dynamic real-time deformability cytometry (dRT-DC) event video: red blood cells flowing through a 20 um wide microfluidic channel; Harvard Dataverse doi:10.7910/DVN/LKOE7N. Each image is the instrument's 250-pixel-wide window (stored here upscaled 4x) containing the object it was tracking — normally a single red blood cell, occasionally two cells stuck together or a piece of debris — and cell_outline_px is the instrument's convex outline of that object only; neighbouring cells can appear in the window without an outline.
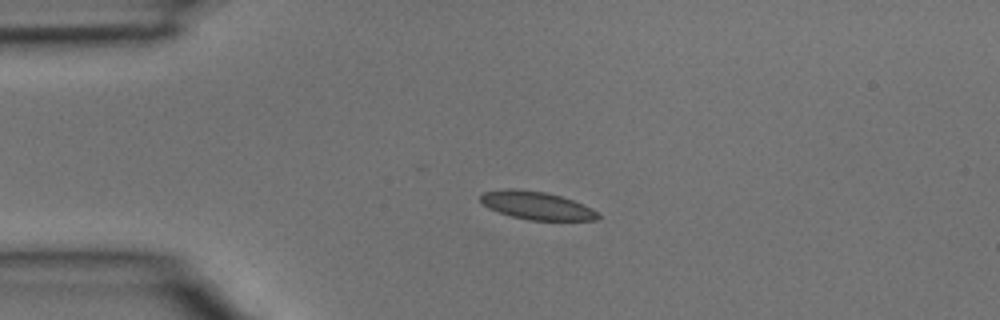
{"species": "common noctule bat (a hibernating species)", "species_latin": "Nyctalus noctula", "temperature_condition": "room temperature", "stored_images_in_passage": 3, "camera_frame_rate_fps": 3000, "um_per_image_px": 0.085, "animal": {"sex": "male", "body_mass_g": 15.6}, "frame": {"image": 1, "passage_image": 2, "time_ms": 0.333, "image_size_px": [1000, 320], "cell_outline_px": [[600, 216], [596, 220], [528, 220], [512, 216], [488, 208], [480, 200], [480, 196], [484, 192], [508, 188], [516, 188], [544, 192], [560, 196], [572, 200], [592, 208], [600, 212]], "centroid_in_image_um": [45.63, 17.47], "position_along_channel_um": 39.4, "area_um2": 19.07}}